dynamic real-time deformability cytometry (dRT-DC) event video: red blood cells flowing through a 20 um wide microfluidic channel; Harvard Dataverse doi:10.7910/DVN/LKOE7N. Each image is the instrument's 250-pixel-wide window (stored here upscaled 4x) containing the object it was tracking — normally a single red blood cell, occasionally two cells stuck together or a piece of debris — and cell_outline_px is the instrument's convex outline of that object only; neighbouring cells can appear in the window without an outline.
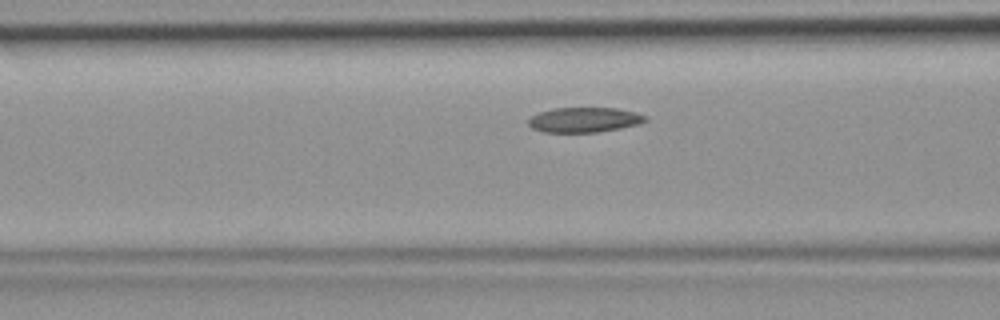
{"species": "common noctule bat (a hibernating species)", "species_latin": "Nyctalus noctula", "temperature_condition": "room temperature", "stored_images_in_passage": 40, "camera_frame_rate_fps": 3000, "um_per_image_px": 0.085, "animal": {"sex": "female", "body_mass_g": 19.9}, "frame": {"image": 1, "passage_image": 12, "time_ms": 3.667, "image_size_px": [1000, 320], "cell_outline_px": [[648, 120], [636, 124], [620, 128], [596, 132], [544, 132], [532, 128], [528, 124], [528, 120], [532, 116], [540, 112], [552, 108], [616, 108], [636, 112], [648, 116]], "centroid_in_image_um": [49.67, 10.18], "position_along_channel_um": 116.9, "area_um2": 16.94}}
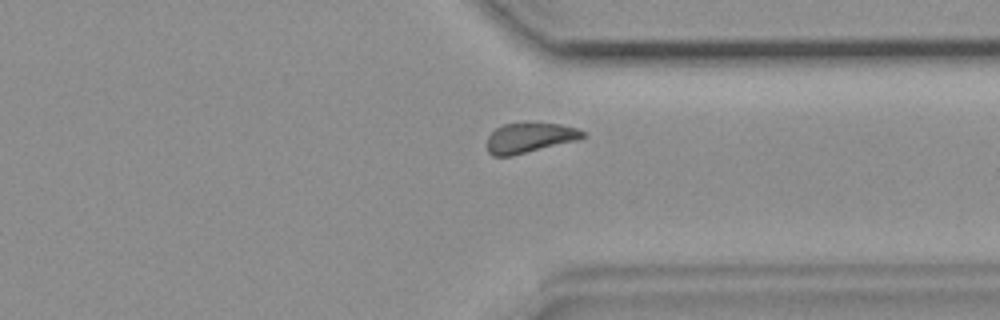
{"frame": {"image": 2, "passage_image": 30, "time_ms": 9.667, "image_size_px": [1000, 320], "cell_outline_px": [[588, 136], [576, 140], [512, 156], [492, 156], [488, 152], [488, 136], [496, 128], [504, 124], [560, 124], [576, 128], [588, 132]], "centroid_in_image_um": [45.05, 11.72], "position_along_channel_um": 366.4, "area_um2": 16.47}}
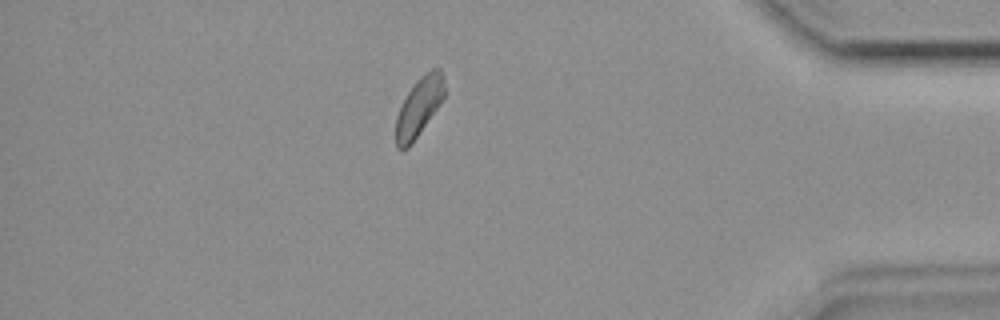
{"frame": {"image": 3, "passage_image": 35, "time_ms": 11.333, "image_size_px": [1000, 320], "cell_outline_px": [[444, 96], [440, 104], [408, 148], [396, 148], [396, 116], [408, 92], [416, 80], [420, 76], [432, 68], [440, 68], [444, 76]], "centroid_in_image_um": [35.63, 9.05], "position_along_channel_um": 399.6, "area_um2": 16.36}}